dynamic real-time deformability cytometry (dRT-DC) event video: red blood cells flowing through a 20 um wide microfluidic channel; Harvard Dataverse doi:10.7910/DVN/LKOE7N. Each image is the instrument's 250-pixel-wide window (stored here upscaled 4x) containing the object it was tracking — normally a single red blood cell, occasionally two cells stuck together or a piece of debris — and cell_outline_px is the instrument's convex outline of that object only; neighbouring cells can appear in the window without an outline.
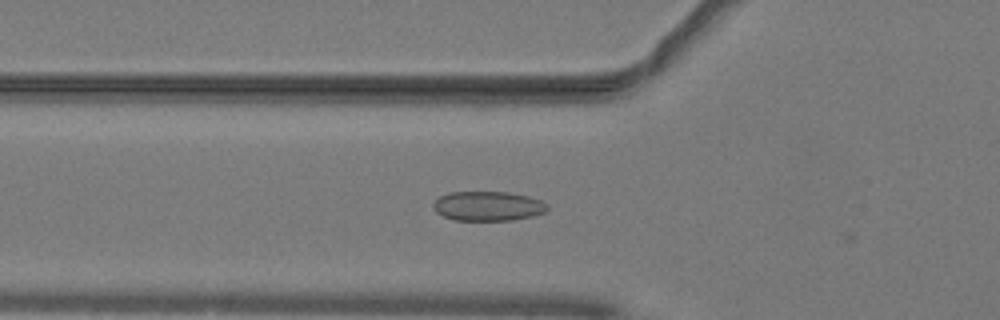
{"species": "common noctule bat (a hibernating species)", "species_latin": "Nyctalus noctula", "temperature_condition": "warm", "stored_images_in_passage": 35, "camera_frame_rate_fps": 3000, "um_per_image_px": 0.085, "animal": {"sex": "male", "body_mass_g": 19.2, "forearm_length_mm": 51.8}, "frame": {"image": 1, "passage_image": 2, "time_ms": 0.333, "image_size_px": [1000, 320], "cell_outline_px": [[548, 208], [544, 212], [532, 216], [512, 220], [452, 220], [436, 212], [432, 208], [432, 204], [440, 196], [448, 192], [508, 192], [528, 196], [540, 200], [548, 204]], "centroid_in_image_um": [41.45, 17.51], "position_along_channel_um": 84.3, "area_um2": 19.65}}
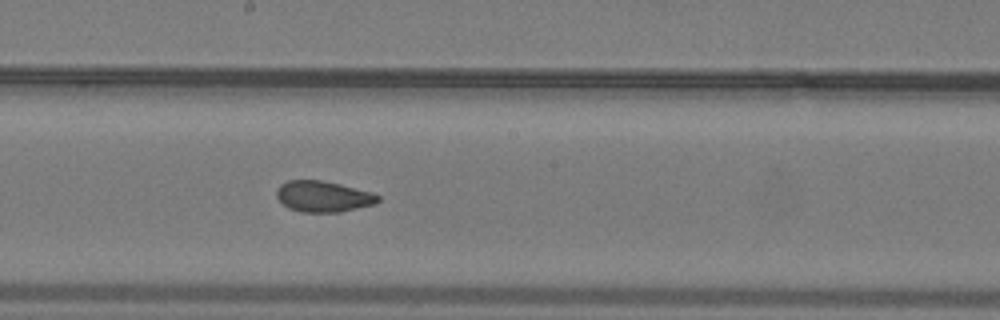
{"frame": {"image": 2, "passage_image": 12, "time_ms": 3.667, "image_size_px": [1000, 320], "cell_outline_px": [[380, 200], [376, 204], [340, 212], [300, 212], [288, 208], [276, 196], [276, 188], [280, 184], [288, 180], [320, 180], [340, 184], [372, 192], [380, 196]], "centroid_in_image_um": [27.47, 16.7], "position_along_channel_um": 220.7, "area_um2": 18.44}}
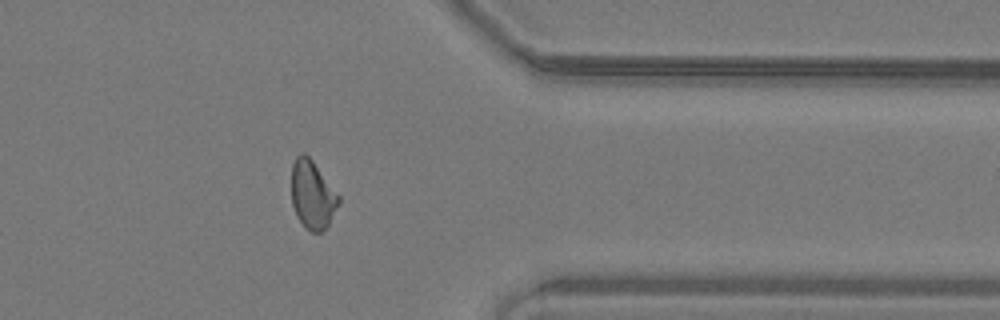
{"frame": {"image": 3, "passage_image": 25, "time_ms": 8.0, "image_size_px": [1000, 320], "cell_outline_px": [[340, 200], [328, 224], [320, 232], [312, 232], [304, 228], [296, 216], [292, 204], [292, 164], [296, 156], [300, 152], [304, 152], [312, 160], [340, 196]], "centroid_in_image_um": [26.53, 16.54], "position_along_channel_um": 384.9, "area_um2": 18.67}, "authors_computed_cell_mechanics": {"area_um2": 18.785, "velocity_mm_per_s": 4.0679, "shape_relaxation_time_tau1_ms": 10.7637, "shape_relaxation_time_tau2_ms": 1.5422, "deformation_change_tau1": 0.1793, "deformation_change_tau2": 0.0652}}